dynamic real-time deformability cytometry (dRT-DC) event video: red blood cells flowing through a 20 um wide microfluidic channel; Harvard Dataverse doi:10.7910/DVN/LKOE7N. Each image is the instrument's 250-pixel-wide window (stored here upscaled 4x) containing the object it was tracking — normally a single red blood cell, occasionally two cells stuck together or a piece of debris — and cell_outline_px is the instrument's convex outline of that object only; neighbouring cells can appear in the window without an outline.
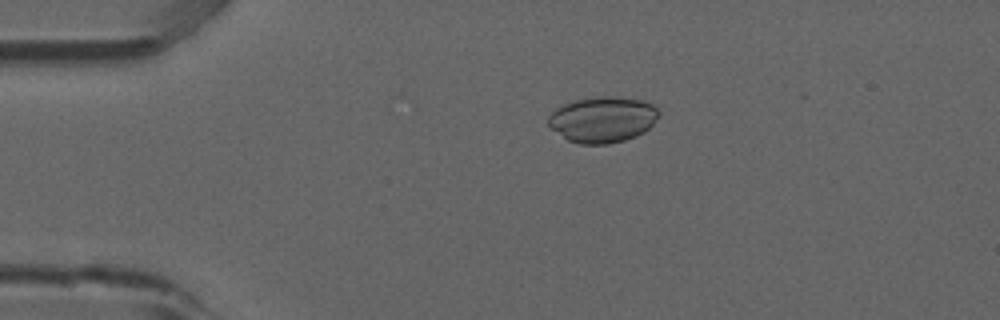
{"species": "common noctule bat (a hibernating species)", "species_latin": "Nyctalus noctula", "temperature_condition": "room temperature", "stored_images_in_passage": 37, "camera_frame_rate_fps": 3000, "um_per_image_px": 0.085, "animal": {"sex": "male", "forearm_length_mm": 52.5}, "frame": {"image": 1, "passage_image": 2, "time_ms": 0.333, "image_size_px": [1000, 320], "cell_outline_px": [[660, 116], [644, 132], [636, 136], [624, 140], [608, 144], [580, 144], [568, 140], [552, 128], [548, 124], [548, 116], [556, 108], [564, 104], [576, 100], [600, 96], [608, 96], [644, 100], [660, 104]], "centroid_in_image_um": [51.3, 10.14], "position_along_channel_um": 33.7, "area_um2": 29.77}}
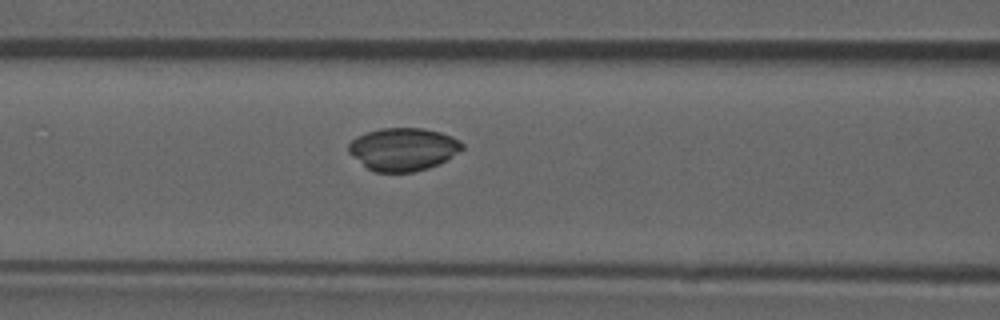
{"frame": {"image": 2, "passage_image": 13, "time_ms": 4.0, "image_size_px": [1000, 320], "cell_outline_px": [[464, 148], [440, 164], [428, 168], [412, 172], [376, 172], [368, 168], [352, 156], [348, 152], [348, 144], [356, 136], [380, 128], [424, 128], [440, 132], [452, 136], [460, 140], [464, 144]], "centroid_in_image_um": [34.28, 12.68], "position_along_channel_um": 132.3, "area_um2": 28.44}}
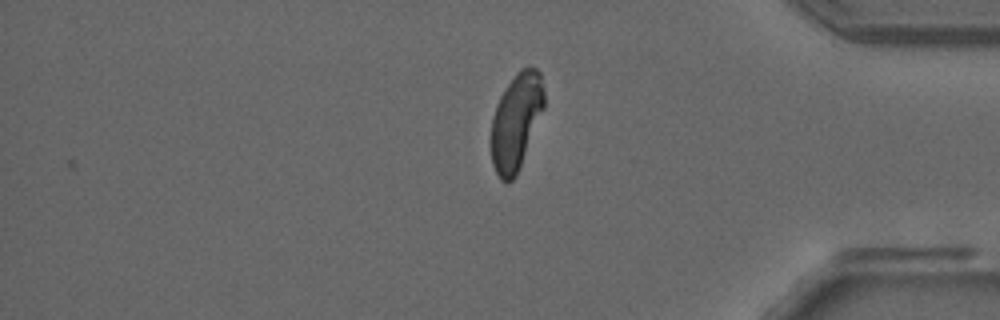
{"frame": {"image": 3, "passage_image": 35, "time_ms": 11.333, "image_size_px": [1000, 320], "cell_outline_px": [[544, 108], [516, 176], [508, 184], [500, 180], [492, 164], [492, 116], [496, 104], [504, 88], [516, 72], [520, 68], [528, 64], [536, 68], [540, 72], [544, 88]], "centroid_in_image_um": [43.88, 10.28], "position_along_channel_um": 391.3, "area_um2": 29.94}, "authors_computed_cell_mechanics": {"area_um2": 29.0734, "velocity_mm_per_s": 3.86, "shape_relaxation_time_tau1_ms": 1.5619, "shape_relaxation_time_tau2_ms": 1.8318, "deformation_change_tau1": 0.0436, "deformation_change_tau2": 0.0611}}